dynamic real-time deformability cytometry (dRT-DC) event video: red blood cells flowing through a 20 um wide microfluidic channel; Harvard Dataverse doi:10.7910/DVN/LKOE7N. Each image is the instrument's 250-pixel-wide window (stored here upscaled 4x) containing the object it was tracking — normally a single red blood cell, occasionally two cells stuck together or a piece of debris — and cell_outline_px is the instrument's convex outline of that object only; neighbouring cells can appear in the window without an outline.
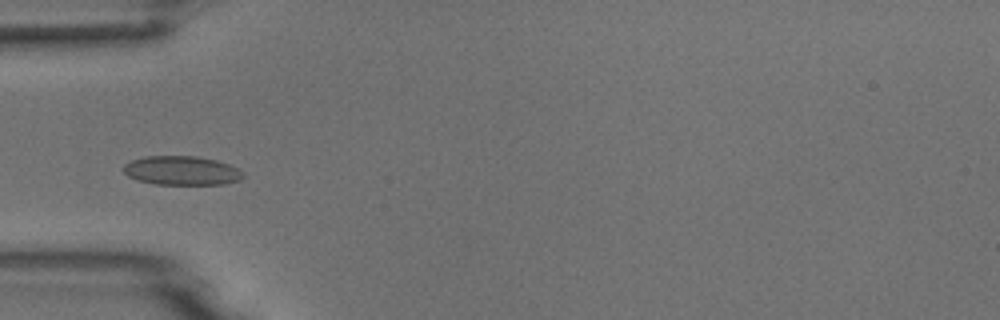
{"species": "common noctule bat (a hibernating species)", "species_latin": "Nyctalus noctula", "temperature_condition": "room temperature", "stored_images_in_passage": 8, "camera_frame_rate_fps": 3000, "um_per_image_px": 0.085, "animal": {"sex": "male", "body_mass_g": 18.8}, "frame": {"image": 1, "passage_image": 5, "time_ms": 1.333, "image_size_px": [1000, 320], "cell_outline_px": [[244, 176], [240, 180], [224, 184], [156, 184], [136, 180], [128, 176], [124, 172], [124, 164], [132, 160], [144, 156], [196, 156], [216, 160], [228, 164], [244, 172]], "centroid_in_image_um": [15.44, 14.5], "position_along_channel_um": 69.6, "area_um2": 20.23}}